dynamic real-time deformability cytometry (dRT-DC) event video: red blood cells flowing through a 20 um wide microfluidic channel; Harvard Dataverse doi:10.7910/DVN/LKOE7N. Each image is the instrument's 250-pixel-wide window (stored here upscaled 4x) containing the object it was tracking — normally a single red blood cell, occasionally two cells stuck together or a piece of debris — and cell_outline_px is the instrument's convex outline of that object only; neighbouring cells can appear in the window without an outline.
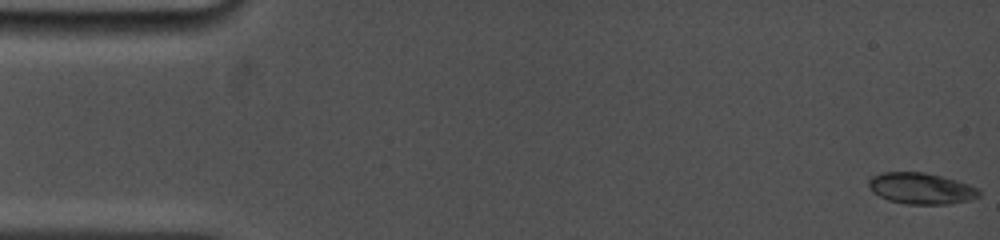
{"species": "common noctule bat (a hibernating species)", "species_latin": "Nyctalus noctula", "temperature_condition": "cold", "stored_images_in_passage": 58, "camera_frame_rate_fps": 5000, "um_per_image_px": 0.085, "animal": {"sex": "female", "body_mass_g": 19.0, "forearm_length_mm": 53.3}, "frame": {"image": 1, "passage_image": 1, "time_ms": 0.0, "image_size_px": [1000, 240], "cell_outline_px": [[980, 196], [968, 200], [948, 204], [908, 204], [888, 200], [872, 192], [868, 188], [868, 180], [872, 176], [884, 172], [924, 172], [956, 180], [980, 188]], "centroid_in_image_um": [78.28, 16.01], "position_along_channel_um": 6.7, "area_um2": 20.11}}
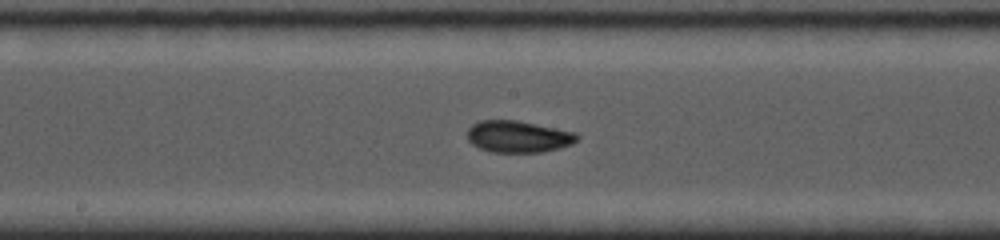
{"frame": {"image": 2, "passage_image": 30, "time_ms": 8.6, "image_size_px": [1000, 240], "cell_outline_px": [[580, 136], [572, 144], [560, 148], [540, 152], [492, 152], [480, 148], [472, 144], [468, 140], [468, 128], [472, 124], [480, 120], [516, 120], [576, 132]], "centroid_in_image_um": [44.05, 11.61], "position_along_channel_um": 204.2, "area_um2": 20.29}}
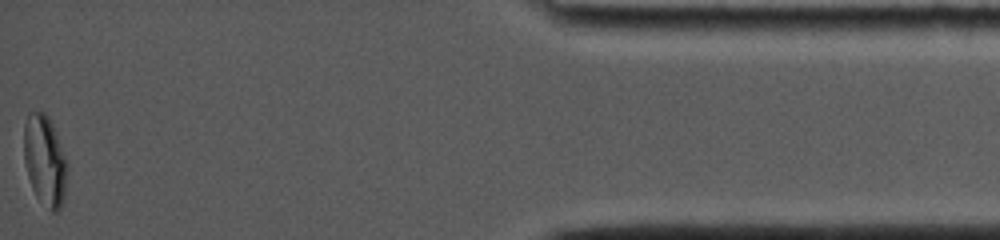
{"frame": {"image": 3, "passage_image": 58, "time_ms": 16.2, "image_size_px": [1000, 240], "cell_outline_px": [[68, 168], [64, 204], [56, 212], [52, 212], [36, 196], [32, 188], [28, 176], [24, 160], [24, 124], [28, 112], [44, 112], [48, 116], [52, 124], [68, 164]], "centroid_in_image_um": [3.82, 13.67], "position_along_channel_um": 431.4, "area_um2": 23.0}, "authors_computed_cell_mechanics": {"area_um2": 20.1144, "velocity_mm_per_s": 3.8437, "shape_relaxation_time_tau1_ms": 8.6863, "shape_relaxation_time_tau2_ms": 1.0527, "deformation_change_tau1": 0.1937, "deformation_change_tau2": 0.0285}}